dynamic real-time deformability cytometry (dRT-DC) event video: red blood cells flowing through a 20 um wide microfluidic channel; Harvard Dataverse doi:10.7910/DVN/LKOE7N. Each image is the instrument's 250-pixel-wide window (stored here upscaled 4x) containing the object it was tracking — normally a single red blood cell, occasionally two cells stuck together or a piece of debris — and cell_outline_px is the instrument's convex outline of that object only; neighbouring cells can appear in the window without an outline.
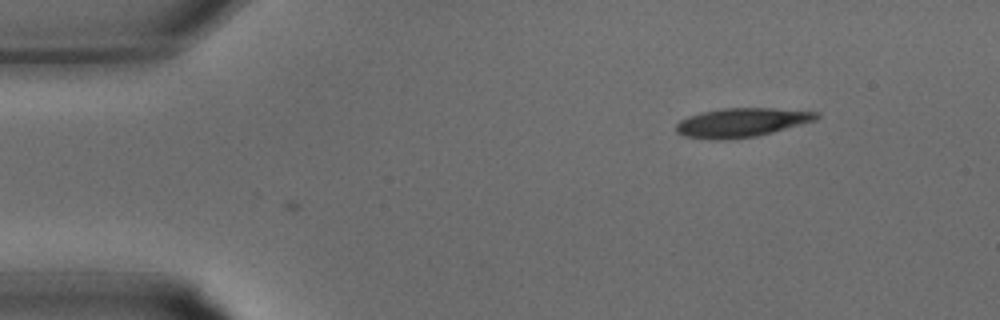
{"species": "common noctule bat (a hibernating species)", "species_latin": "Nyctalus noctula", "temperature_condition": "warm", "stored_images_in_passage": 7, "camera_frame_rate_fps": 3000, "um_per_image_px": 0.085, "animal": {"sex": "male", "body_mass_g": 15.6}, "frame": {"image": 1, "passage_image": 7, "time_ms": 2.0, "image_size_px": [1000, 320], "cell_outline_px": [[820, 116], [816, 120], [772, 132], [756, 136], [728, 140], [708, 140], [684, 136], [676, 132], [676, 124], [680, 120], [688, 116], [704, 112], [724, 108], [772, 108], [820, 112]], "centroid_in_image_um": [63.02, 10.42], "position_along_channel_um": 22.0, "area_um2": 23.76}}